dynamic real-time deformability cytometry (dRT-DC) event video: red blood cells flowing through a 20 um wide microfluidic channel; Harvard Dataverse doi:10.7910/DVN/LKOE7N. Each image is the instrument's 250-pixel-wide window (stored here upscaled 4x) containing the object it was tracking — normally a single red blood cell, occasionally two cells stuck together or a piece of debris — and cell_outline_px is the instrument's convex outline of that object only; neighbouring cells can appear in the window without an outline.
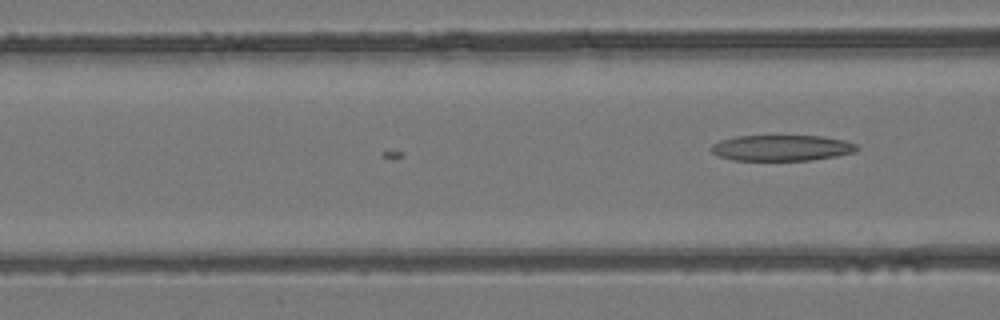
{"species": "common noctule bat (a hibernating species)", "species_latin": "Nyctalus noctula", "temperature_condition": "room temperature", "stored_images_in_passage": 18, "camera_frame_rate_fps": 3000, "um_per_image_px": 0.085, "animal": {"sex": "female", "body_mass_g": 24.6, "forearm_length_mm": 56.2}, "frame": {"image": 1, "passage_image": 18, "time_ms": 5.667, "image_size_px": [1000, 320], "cell_outline_px": [[860, 148], [856, 152], [836, 156], [812, 160], [732, 160], [716, 156], [708, 148], [712, 144], [720, 140], [736, 136], [824, 136], [844, 140], [856, 144]], "centroid_in_image_um": [66.43, 12.57], "position_along_channel_um": 100.2, "area_um2": 22.2}}